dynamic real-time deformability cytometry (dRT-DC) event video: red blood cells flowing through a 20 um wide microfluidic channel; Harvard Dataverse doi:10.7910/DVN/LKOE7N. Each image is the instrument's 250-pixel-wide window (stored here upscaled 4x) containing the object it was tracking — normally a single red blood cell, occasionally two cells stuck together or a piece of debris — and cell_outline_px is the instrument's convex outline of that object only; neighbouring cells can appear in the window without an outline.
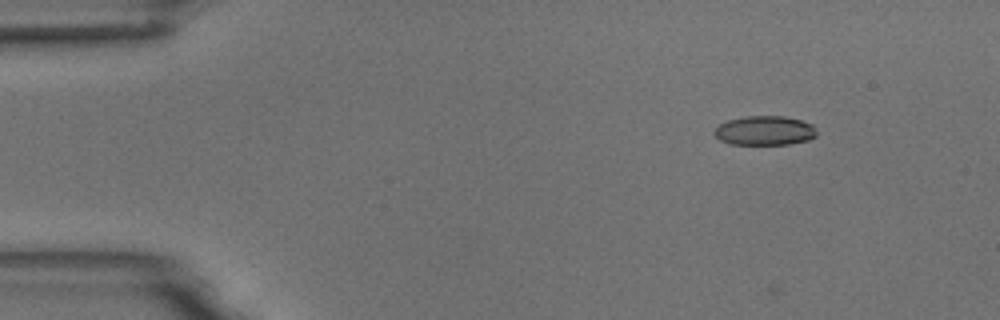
{"species": "common noctule bat (a hibernating species)", "species_latin": "Nyctalus noctula", "temperature_condition": "room temperature", "stored_images_in_passage": 9, "camera_frame_rate_fps": 3000, "um_per_image_px": 0.085, "animal": {"sex": "male", "body_mass_g": 18.8}, "frame": {"image": 1, "passage_image": 2, "time_ms": 1.0, "image_size_px": [1000, 320], "cell_outline_px": [[816, 136], [808, 140], [788, 144], [728, 144], [720, 140], [712, 132], [720, 124], [728, 120], [744, 116], [784, 116], [800, 120], [812, 124], [816, 132]], "centroid_in_image_um": [64.98, 11.1], "position_along_channel_um": 20.0, "area_um2": 17.46}}
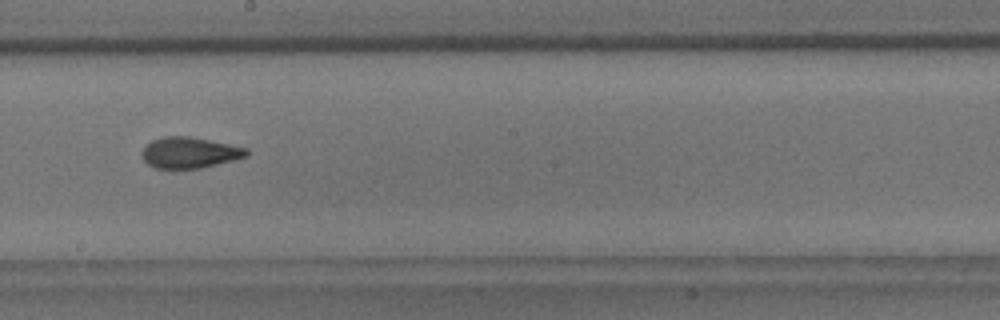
{"frame": {"image": 2, "passage_image": 9, "time_ms": 9.0, "image_size_px": [1000, 320], "cell_outline_px": [[248, 156], [200, 168], [156, 168], [148, 164], [144, 160], [144, 148], [152, 140], [164, 136], [188, 136], [248, 148]], "centroid_in_image_um": [16.13, 12.97], "position_along_channel_um": 232.1, "area_um2": 18.44}}